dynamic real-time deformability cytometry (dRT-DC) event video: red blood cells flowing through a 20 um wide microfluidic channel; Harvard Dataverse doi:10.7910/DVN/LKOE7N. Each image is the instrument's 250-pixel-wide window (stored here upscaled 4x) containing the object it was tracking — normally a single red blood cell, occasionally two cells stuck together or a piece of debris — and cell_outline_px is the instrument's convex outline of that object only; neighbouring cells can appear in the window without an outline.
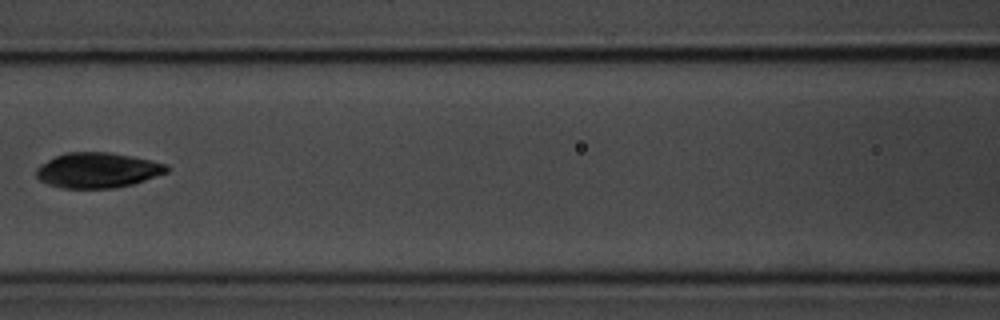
{"species": "common noctule bat (a hibernating species)", "species_latin": "Nyctalus noctula", "temperature_condition": "room temperature", "stored_images_in_passage": 7, "camera_frame_rate_fps": 3000, "um_per_image_px": 0.085, "animal": {"sex": "male", "body_mass_g": 20.1, "forearm_length_mm": 53.5}, "frame": {"image": 1, "passage_image": 4, "time_ms": 3.333, "image_size_px": [1000, 320], "cell_outline_px": [[168, 172], [132, 184], [116, 188], [64, 188], [48, 184], [40, 180], [36, 176], [36, 168], [40, 164], [56, 156], [68, 152], [108, 152], [132, 156], [168, 164]], "centroid_in_image_um": [8.29, 14.47], "position_along_channel_um": 158.3, "area_um2": 26.7}}
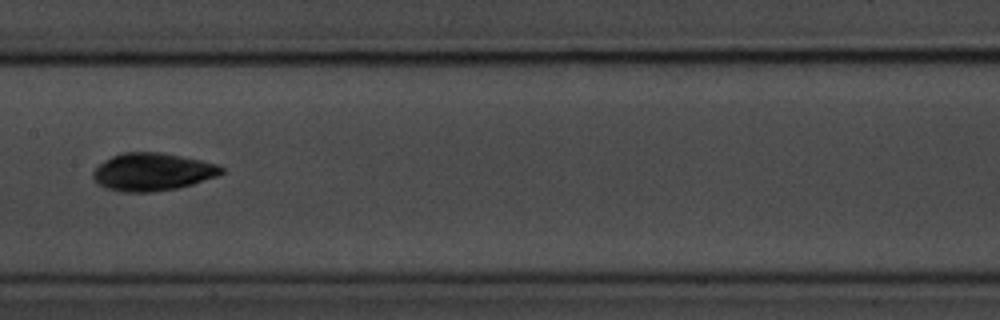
{"frame": {"image": 2, "passage_image": 5, "time_ms": 4.333, "image_size_px": [1000, 320], "cell_outline_px": [[224, 172], [216, 176], [192, 184], [176, 188], [148, 192], [120, 192], [104, 188], [96, 184], [92, 176], [92, 172], [104, 160], [112, 156], [124, 152], [160, 152], [220, 164], [224, 168]], "centroid_in_image_um": [12.92, 14.61], "position_along_channel_um": 194.5, "area_um2": 28.26}}